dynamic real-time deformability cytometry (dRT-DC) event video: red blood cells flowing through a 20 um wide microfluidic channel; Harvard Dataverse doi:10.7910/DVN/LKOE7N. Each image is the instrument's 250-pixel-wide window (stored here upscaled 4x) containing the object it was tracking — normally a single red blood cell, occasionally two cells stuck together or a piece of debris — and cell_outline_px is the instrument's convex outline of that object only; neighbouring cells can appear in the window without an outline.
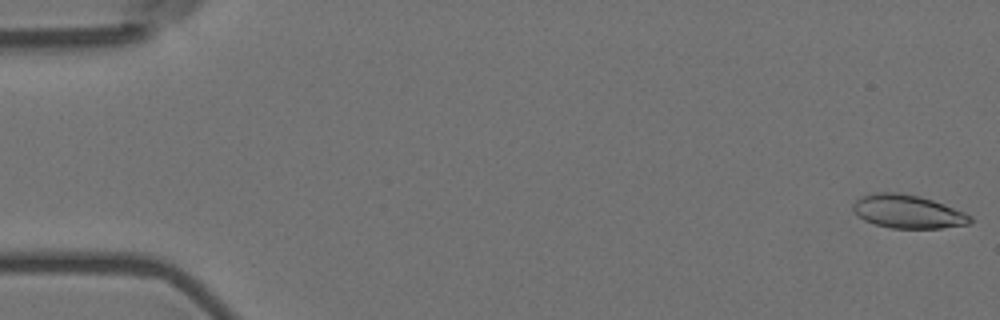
{"species": "Egyptian fruit bat (a non-hibernating species)", "species_latin": "Rousettus aegyptiacus", "temperature_condition": "room temperature", "stored_images_in_passage": 57, "camera_frame_rate_fps": 3000, "um_per_image_px": 0.085, "animal": {"sex": "female"}, "frame": {"image": 1, "passage_image": 1, "time_ms": 0.0, "image_size_px": [1000, 320], "cell_outline_px": [[972, 220], [968, 224], [940, 228], [892, 228], [876, 224], [864, 220], [852, 212], [852, 204], [860, 196], [872, 192], [900, 192], [920, 196], [944, 204], [964, 212], [972, 216]], "centroid_in_image_um": [77.11, 17.97], "position_along_channel_um": 7.9, "area_um2": 22.95}}
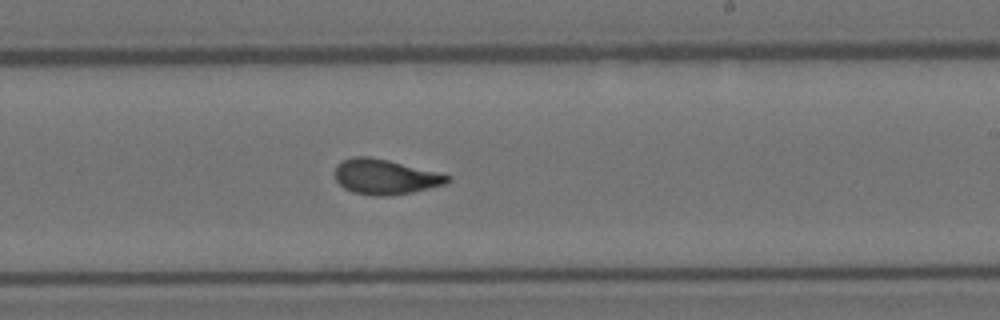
{"frame": {"image": 2, "passage_image": 34, "time_ms": 11.0, "image_size_px": [1000, 320], "cell_outline_px": [[452, 180], [448, 184], [412, 192], [388, 196], [372, 196], [352, 192], [344, 188], [336, 180], [332, 172], [336, 164], [352, 156], [368, 156], [388, 160], [440, 172], [452, 176]], "centroid_in_image_um": [32.75, 15.03], "position_along_channel_um": 256.3, "area_um2": 23.52}}
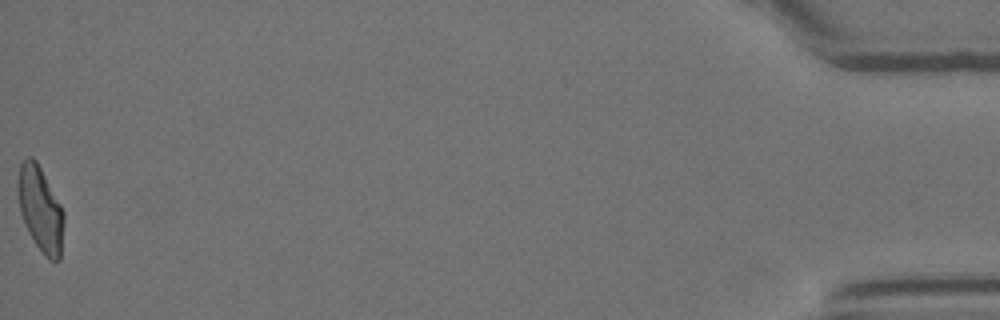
{"frame": {"image": 3, "passage_image": 57, "time_ms": 18.667, "image_size_px": [1000, 320], "cell_outline_px": [[64, 220], [60, 260], [48, 260], [44, 256], [28, 232], [20, 212], [16, 192], [16, 180], [20, 164], [28, 156], [32, 156], [36, 160], [60, 204], [64, 212]], "centroid_in_image_um": [3.4, 17.76], "position_along_channel_um": 431.8, "area_um2": 22.95}, "authors_computed_cell_mechanics": {"area_um2": 22.831, "velocity_mm_per_s": 3.5801, "shape_relaxation_time_tau1_ms": 6.3824, "shape_relaxation_time_tau2_ms": 1.3379, "deformation_change_tau1": 0.1969, "deformation_change_tau2": 0.0857}}